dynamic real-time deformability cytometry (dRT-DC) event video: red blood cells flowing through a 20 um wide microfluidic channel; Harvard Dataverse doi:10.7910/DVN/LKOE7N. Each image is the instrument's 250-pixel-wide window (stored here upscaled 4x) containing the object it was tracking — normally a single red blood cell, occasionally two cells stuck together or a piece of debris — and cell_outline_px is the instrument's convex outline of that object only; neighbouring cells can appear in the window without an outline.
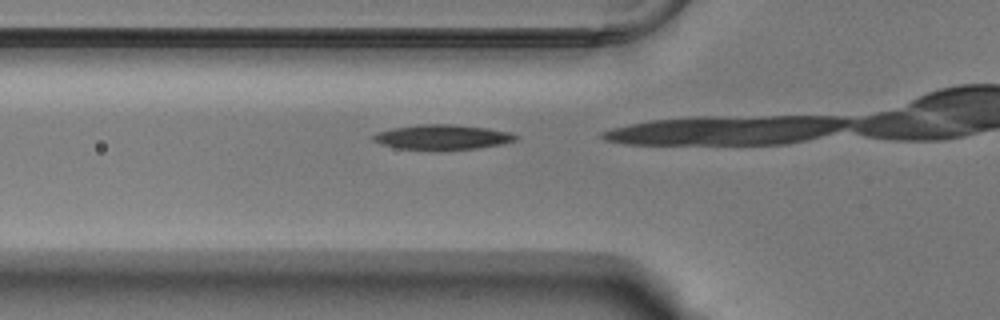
{"species": "Egyptian fruit bat (a non-hibernating species)", "species_latin": "Rousettus aegyptiacus", "temperature_condition": "warm", "stored_images_in_passage": 10, "camera_frame_rate_fps": 3000, "um_per_image_px": 0.085, "animal": {"sex": "male"}, "frame": {"image": 1, "passage_image": 9, "time_ms": 2.667, "image_size_px": [1000, 320], "cell_outline_px": [[520, 136], [516, 140], [500, 144], [476, 148], [400, 148], [380, 144], [372, 140], [372, 136], [376, 132], [392, 128], [420, 124], [452, 124], [488, 128], [512, 132]], "centroid_in_image_um": [37.61, 11.62], "position_along_channel_um": 88.2, "area_um2": 20.17}}